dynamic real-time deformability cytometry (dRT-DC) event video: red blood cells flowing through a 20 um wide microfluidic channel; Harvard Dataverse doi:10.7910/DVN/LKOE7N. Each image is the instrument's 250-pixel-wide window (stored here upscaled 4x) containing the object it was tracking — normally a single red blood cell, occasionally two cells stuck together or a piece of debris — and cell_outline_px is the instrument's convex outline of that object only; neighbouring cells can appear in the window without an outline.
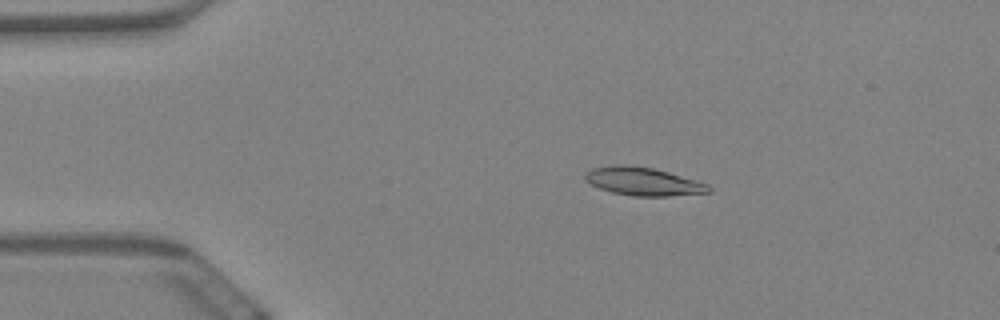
{"species": "Egyptian fruit bat (a non-hibernating species)", "species_latin": "Rousettus aegyptiacus", "temperature_condition": "warm", "stored_images_in_passage": 60, "camera_frame_rate_fps": 3000, "um_per_image_px": 0.085, "animal": {"sex": "female"}, "frame": {"image": 1, "passage_image": 12, "time_ms": 3.667, "image_size_px": [1000, 320], "cell_outline_px": [[712, 192], [668, 196], [632, 196], [612, 192], [600, 188], [584, 180], [584, 172], [592, 168], [616, 164], [624, 164], [652, 168], [668, 172], [708, 184], [712, 188]], "centroid_in_image_um": [54.65, 15.42], "position_along_channel_um": 30.4, "area_um2": 20.29}}
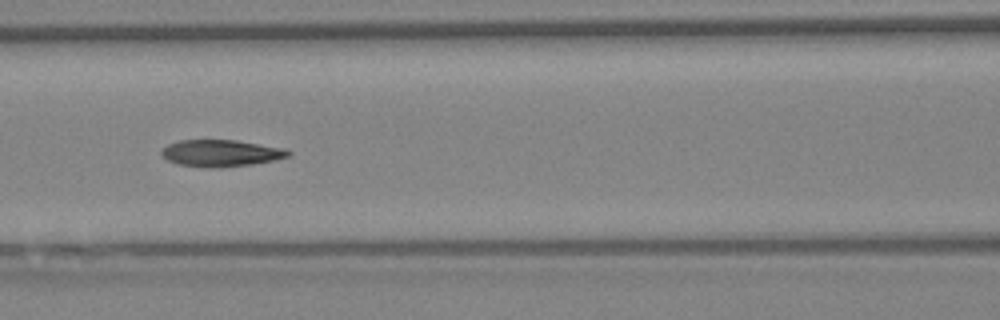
{"frame": {"image": 2, "passage_image": 27, "time_ms": 8.667, "image_size_px": [1000, 320], "cell_outline_px": [[292, 152], [288, 156], [276, 160], [252, 164], [220, 168], [208, 168], [176, 164], [160, 156], [160, 152], [168, 144], [180, 140], [236, 140], [288, 148]], "centroid_in_image_um": [18.8, 13.02], "position_along_channel_um": 147.8, "area_um2": 20.11}}
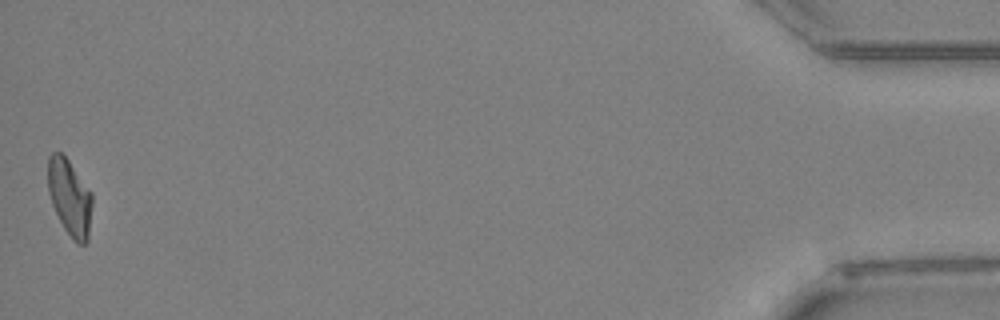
{"frame": {"image": 3, "passage_image": 60, "time_ms": 19.667, "image_size_px": [1000, 320], "cell_outline_px": [[92, 204], [88, 240], [84, 244], [76, 244], [72, 240], [64, 228], [52, 204], [48, 192], [48, 156], [52, 152], [60, 152], [68, 160], [92, 192]], "centroid_in_image_um": [5.93, 16.79], "position_along_channel_um": 429.3, "area_um2": 19.71}, "authors_computed_cell_mechanics": {"area_um2": 19.9988, "velocity_mm_per_s": 3.428, "shape_relaxation_time_tau1_ms": 9.9002, "shape_relaxation_time_tau2_ms": 2.579, "deformation_change_tau1": 0.2401, "deformation_change_tau2": 0.0983}}